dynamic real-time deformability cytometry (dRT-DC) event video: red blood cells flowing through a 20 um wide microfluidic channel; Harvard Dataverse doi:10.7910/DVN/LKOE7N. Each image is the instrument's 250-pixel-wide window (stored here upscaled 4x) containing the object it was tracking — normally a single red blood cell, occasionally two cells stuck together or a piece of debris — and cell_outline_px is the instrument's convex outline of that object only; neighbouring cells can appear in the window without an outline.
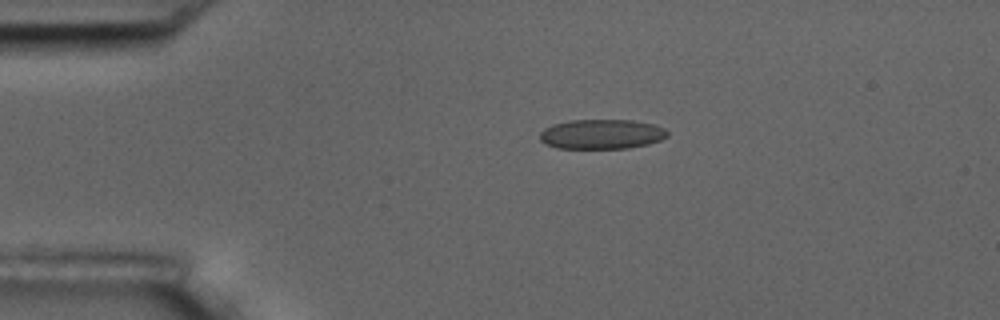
{"species": "common noctule bat (a hibernating species)", "species_latin": "Nyctalus noctula", "temperature_condition": "room temperature", "stored_images_in_passage": 3, "segment_of_instrument_passage": [1, 2], "camera_frame_rate_fps": 3000, "um_per_image_px": 0.085, "animal": {"sex": "male", "body_mass_g": 17.5, "forearm_length_mm": 52.3}, "frame": {"image": 1, "passage_image": 1, "time_ms": 0.0, "image_size_px": [1000, 320], "cell_outline_px": [[668, 136], [660, 140], [648, 144], [628, 148], [556, 148], [540, 140], [540, 132], [544, 128], [552, 124], [572, 120], [632, 120], [652, 124], [664, 128], [668, 132]], "centroid_in_image_um": [51.14, 11.4], "position_along_channel_um": 33.9, "area_um2": 22.02}}